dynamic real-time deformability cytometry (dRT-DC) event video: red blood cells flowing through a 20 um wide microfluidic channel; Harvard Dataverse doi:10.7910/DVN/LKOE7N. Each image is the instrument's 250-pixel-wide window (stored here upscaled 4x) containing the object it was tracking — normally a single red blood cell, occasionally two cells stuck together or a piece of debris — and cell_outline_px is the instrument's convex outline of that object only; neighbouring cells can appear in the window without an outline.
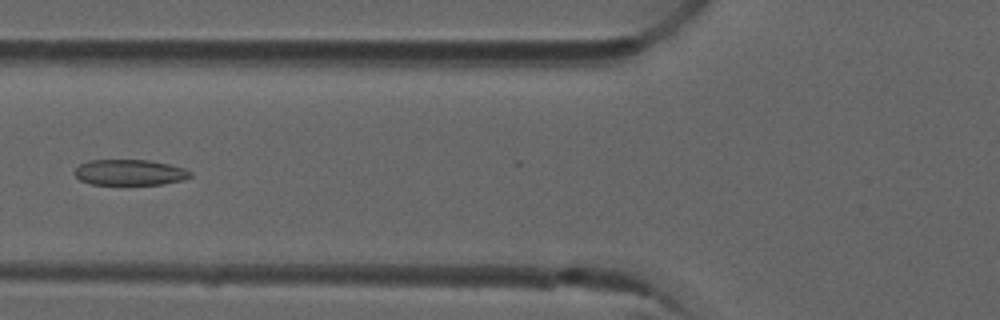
{"species": "common noctule bat (a hibernating species)", "species_latin": "Nyctalus noctula", "temperature_condition": "room temperature", "stored_images_in_passage": 6, "camera_frame_rate_fps": 3000, "um_per_image_px": 0.085, "animal": {"sex": "male", "forearm_length_mm": 52.5}, "frame": {"image": 1, "passage_image": 5, "time_ms": 1.333, "image_size_px": [1000, 320], "cell_outline_px": [[192, 176], [184, 180], [164, 184], [92, 184], [80, 180], [72, 172], [80, 164], [88, 160], [148, 160], [168, 164], [184, 168], [192, 172]], "centroid_in_image_um": [11.03, 14.65], "position_along_channel_um": 114.8, "area_um2": 17.4}}
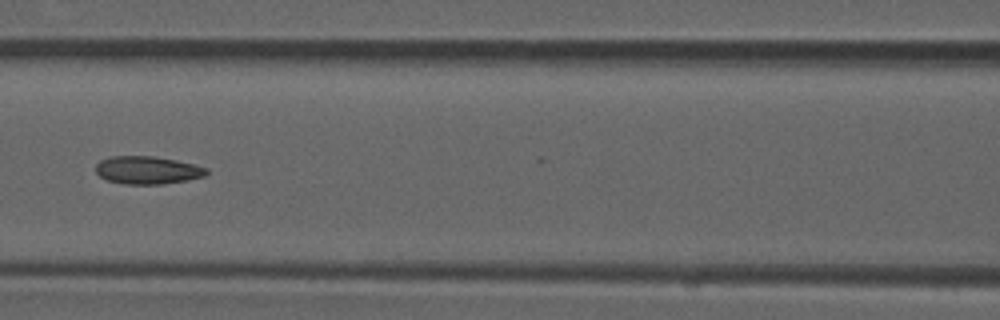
{"frame": {"image": 2, "passage_image": 6, "time_ms": 1.667, "image_size_px": [1000, 320], "cell_outline_px": [[208, 172], [204, 176], [188, 180], [164, 184], [124, 184], [108, 180], [100, 176], [96, 172], [96, 164], [100, 160], [112, 156], [152, 156], [176, 160], [208, 168]], "centroid_in_image_um": [12.53, 14.46], "position_along_channel_um": 154.1, "area_um2": 17.92}}